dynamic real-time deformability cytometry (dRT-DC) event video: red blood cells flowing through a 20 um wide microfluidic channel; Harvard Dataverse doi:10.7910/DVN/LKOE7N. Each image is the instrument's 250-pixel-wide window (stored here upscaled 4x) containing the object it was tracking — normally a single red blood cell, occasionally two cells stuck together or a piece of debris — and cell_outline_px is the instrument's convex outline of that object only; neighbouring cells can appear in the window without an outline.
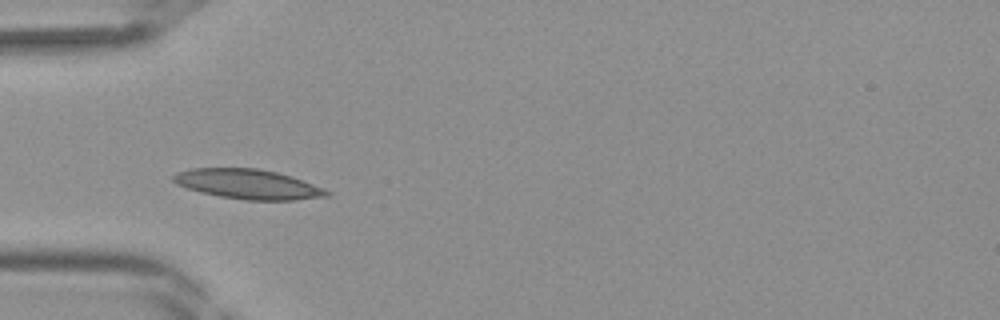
{"species": "Egyptian fruit bat (a non-hibernating species)", "species_latin": "Rousettus aegyptiacus", "temperature_condition": "room temperature", "stored_images_in_passage": 30, "camera_frame_rate_fps": 3000, "um_per_image_px": 0.085, "frame": {"image": 1, "passage_image": 1, "time_ms": 0.0, "image_size_px": [1000, 320], "cell_outline_px": [[332, 196], [296, 200], [248, 200], [220, 196], [200, 192], [176, 184], [172, 180], [172, 176], [176, 172], [192, 168], [256, 168], [276, 172], [292, 176], [324, 188], [332, 192]], "centroid_in_image_um": [21.12, 15.65], "position_along_channel_um": 63.9, "area_um2": 26.7}}
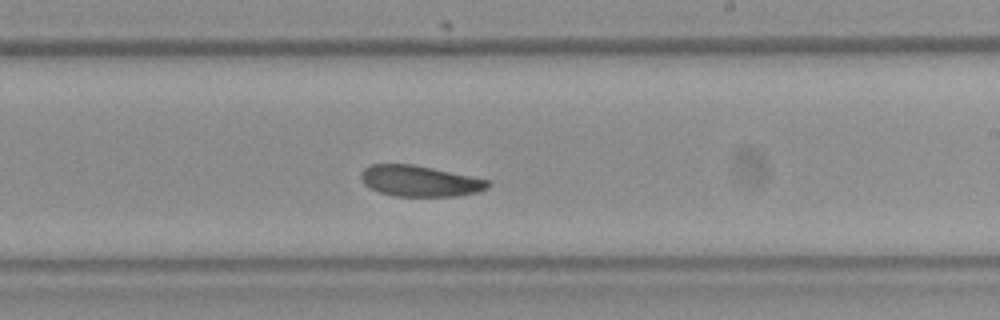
{"frame": {"image": 2, "passage_image": 13, "time_ms": 4.0, "image_size_px": [1000, 320], "cell_outline_px": [[492, 184], [488, 188], [476, 192], [460, 196], [396, 196], [380, 192], [368, 188], [364, 184], [360, 176], [360, 172], [368, 164], [412, 164], [432, 168], [488, 180]], "centroid_in_image_um": [35.64, 15.39], "position_along_channel_um": 253.4, "area_um2": 22.89}}
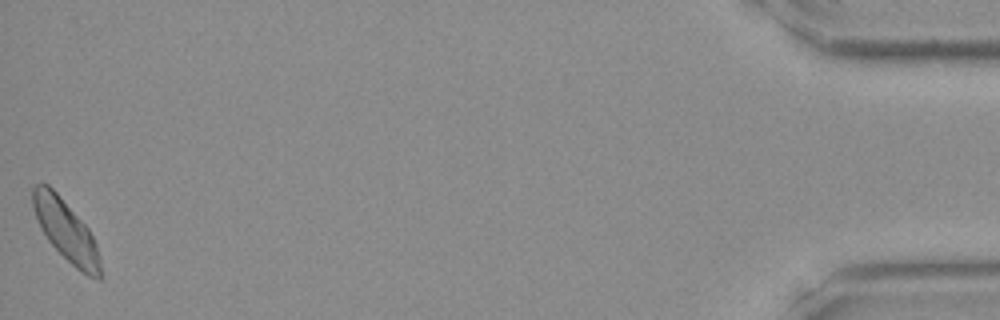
{"frame": {"image": 3, "passage_image": 30, "time_ms": 9.667, "image_size_px": [1000, 320], "cell_outline_px": [[100, 280], [96, 280], [80, 272], [48, 240], [40, 228], [32, 204], [32, 188], [36, 184], [48, 184], [56, 192], [88, 228], [96, 244], [100, 256]], "centroid_in_image_um": [5.61, 19.61], "position_along_channel_um": 429.6, "area_um2": 23.58}}